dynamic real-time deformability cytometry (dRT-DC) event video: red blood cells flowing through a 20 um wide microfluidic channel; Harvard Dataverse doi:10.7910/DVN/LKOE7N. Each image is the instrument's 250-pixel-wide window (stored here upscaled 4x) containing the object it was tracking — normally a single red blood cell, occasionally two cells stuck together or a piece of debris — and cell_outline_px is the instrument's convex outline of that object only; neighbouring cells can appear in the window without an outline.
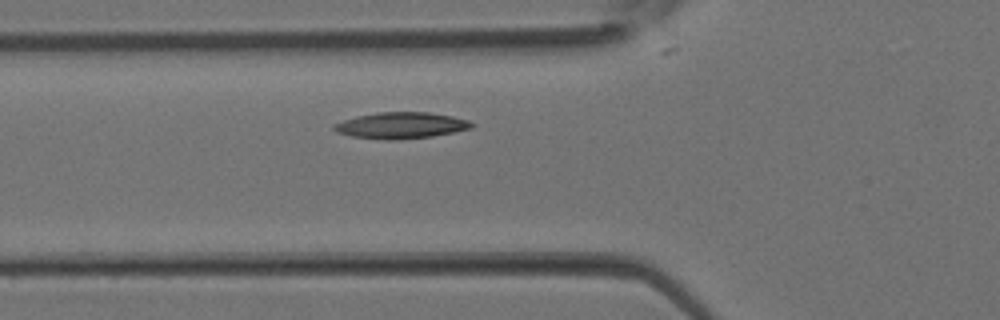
{"species": "Egyptian fruit bat (a non-hibernating species)", "species_latin": "Rousettus aegyptiacus", "temperature_condition": "room temperature", "stored_images_in_passage": 29, "camera_frame_rate_fps": 3000, "um_per_image_px": 0.085, "animal": {"sex": "female"}, "frame": {"image": 1, "passage_image": 8, "time_ms": 2.333, "image_size_px": [1000, 320], "cell_outline_px": [[476, 124], [472, 128], [432, 136], [396, 140], [384, 140], [352, 136], [336, 132], [332, 128], [332, 124], [356, 116], [376, 112], [428, 112], [452, 116], [468, 120]], "centroid_in_image_um": [34.06, 10.66], "position_along_channel_um": 91.7, "area_um2": 21.15}}
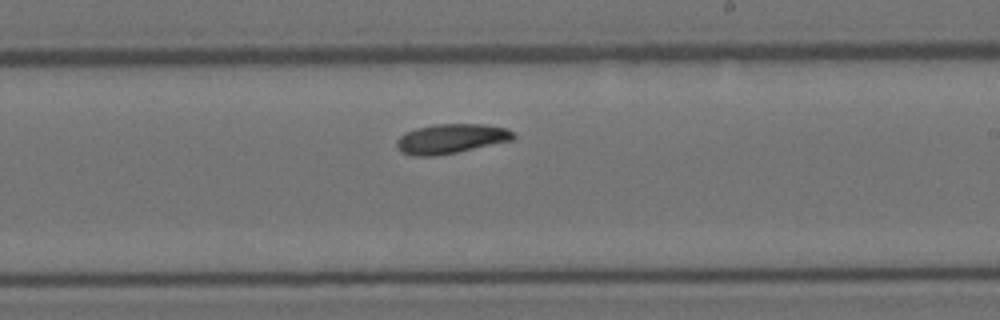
{"frame": {"image": 2, "passage_image": 17, "time_ms": 5.333, "image_size_px": [1000, 320], "cell_outline_px": [[516, 136], [512, 140], [456, 152], [436, 156], [412, 156], [400, 152], [396, 148], [396, 140], [404, 132], [416, 128], [436, 124], [484, 124], [504, 128], [512, 132]], "centroid_in_image_um": [38.26, 11.79], "position_along_channel_um": 250.7, "area_um2": 20.11}}
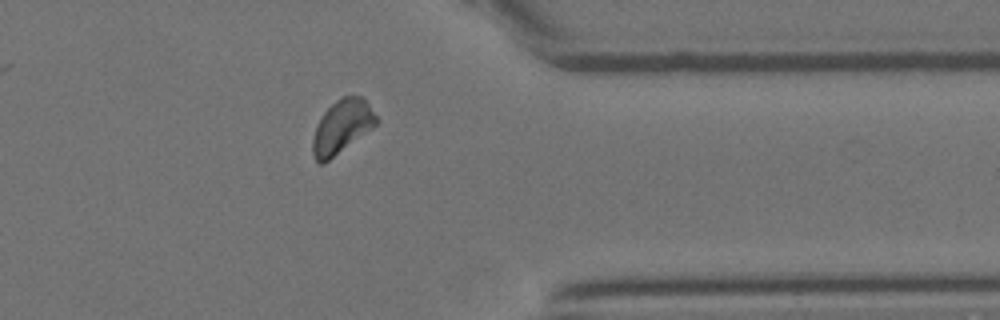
{"frame": {"image": 3, "passage_image": 25, "time_ms": 8.0, "image_size_px": [1000, 320], "cell_outline_px": [[380, 120], [372, 128], [324, 164], [320, 164], [312, 156], [312, 140], [316, 128], [324, 112], [336, 100], [344, 96], [360, 96], [368, 104]], "centroid_in_image_um": [29.05, 10.79], "position_along_channel_um": 382.3, "area_um2": 19.54}}